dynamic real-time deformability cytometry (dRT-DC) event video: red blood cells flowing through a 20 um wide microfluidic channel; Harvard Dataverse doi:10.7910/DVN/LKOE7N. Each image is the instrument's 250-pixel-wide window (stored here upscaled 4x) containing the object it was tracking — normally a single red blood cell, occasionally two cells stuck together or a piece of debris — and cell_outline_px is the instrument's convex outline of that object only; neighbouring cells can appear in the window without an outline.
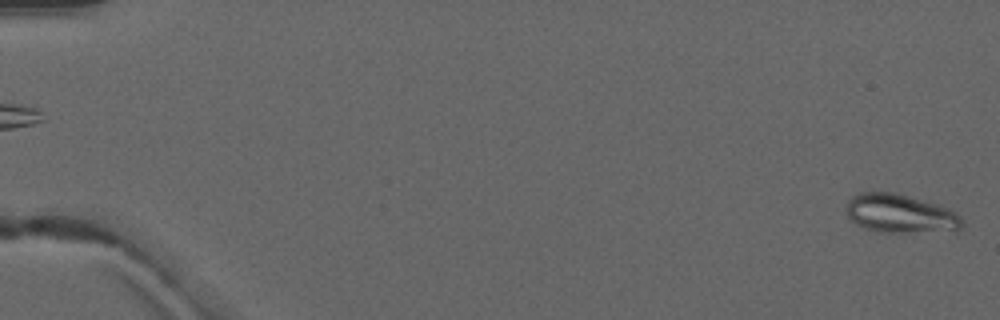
{"species": "common noctule bat (a hibernating species)", "species_latin": "Nyctalus noctula", "temperature_condition": "warm", "stored_images_in_passage": 5, "camera_frame_rate_fps": 3000, "um_per_image_px": 0.085, "animal": {"sex": "male", "forearm_length_mm": 52.5}, "frame": {"image": 1, "passage_image": 5, "time_ms": 4.667, "image_size_px": [1000, 320], "cell_outline_px": [[964, 224], [956, 232], [880, 232], [864, 228], [856, 224], [848, 216], [848, 200], [852, 196], [860, 192], [892, 192], [940, 204], [956, 212], [960, 216]], "centroid_in_image_um": [76.59, 18.17], "position_along_channel_um": 8.4, "area_um2": 26.36}}